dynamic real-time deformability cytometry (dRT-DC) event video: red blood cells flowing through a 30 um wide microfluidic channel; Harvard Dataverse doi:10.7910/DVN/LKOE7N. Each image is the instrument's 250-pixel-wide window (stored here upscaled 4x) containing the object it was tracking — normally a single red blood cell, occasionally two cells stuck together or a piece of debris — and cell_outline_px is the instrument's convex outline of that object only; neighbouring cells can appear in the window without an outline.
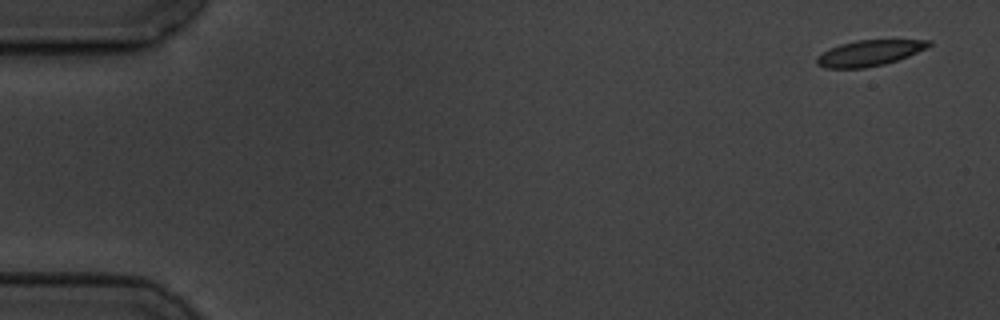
{"species": "common noctule bat (a hibernating species)", "species_latin": "Nyctalus noctula", "temperature_condition": "cold", "stored_images_in_passage": 15, "camera_frame_rate_fps": 3000, "um_per_image_px": 0.085, "animal": {"sex": "male", "body_mass_g": 19.5, "forearm_length_mm": 54.6}, "frame": {"image": 1, "passage_image": 1, "time_ms": 0.0, "image_size_px": [1000, 320], "cell_outline_px": [[932, 44], [908, 56], [884, 64], [864, 68], [824, 68], [816, 64], [816, 60], [824, 52], [840, 44], [856, 40], [932, 40]], "centroid_in_image_um": [73.88, 4.51], "position_along_channel_um": 11.1, "area_um2": 16.47}}
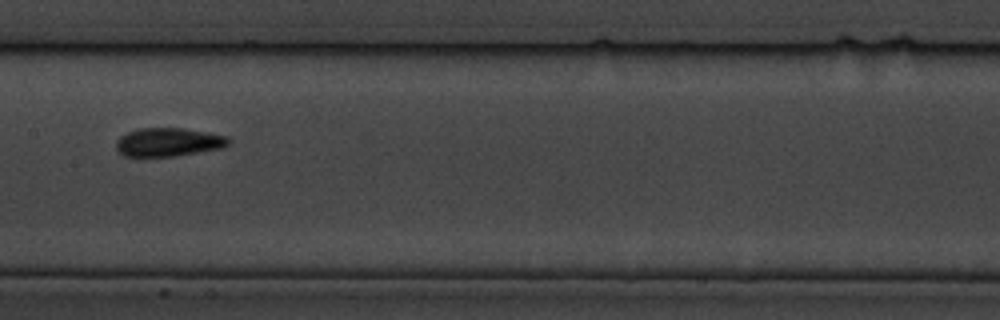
{"frame": {"image": 2, "passage_image": 8, "time_ms": 9.0, "image_size_px": [1000, 320], "cell_outline_px": [[228, 144], [224, 148], [172, 156], [124, 156], [116, 148], [116, 140], [120, 136], [128, 132], [140, 128], [184, 128], [208, 132], [228, 136]], "centroid_in_image_um": [14.32, 12.07], "position_along_channel_um": 193.1, "area_um2": 18.61}}
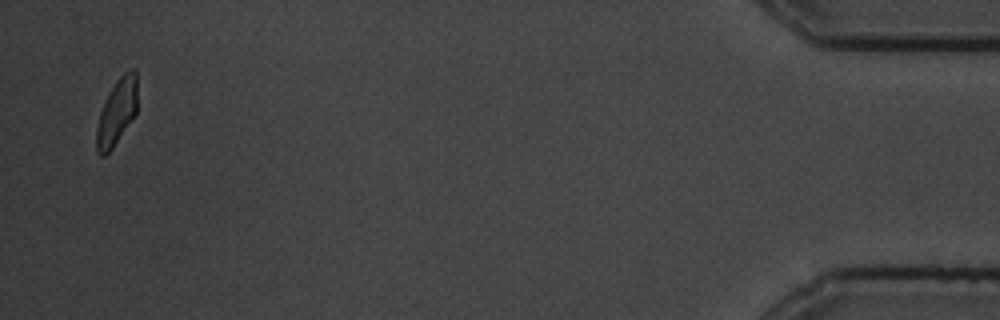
{"frame": {"image": 3, "passage_image": 15, "time_ms": 18.0, "image_size_px": [1000, 320], "cell_outline_px": [[136, 112], [112, 148], [104, 156], [100, 156], [96, 152], [96, 128], [100, 112], [104, 100], [116, 80], [124, 72], [132, 68], [136, 72]], "centroid_in_image_um": [9.89, 9.51], "position_along_channel_um": 425.3, "area_um2": 15.49}, "authors_computed_cell_mechanics": {"area_um2": 17.5712, "velocity_mm_per_s": 3.4926, "shape_relaxation_time_tau1_ms": 5.2934, "shape_relaxation_time_tau2_ms": 2.8651, "deformation_change_tau1": 0.1168, "deformation_change_tau2": 0.0638}}